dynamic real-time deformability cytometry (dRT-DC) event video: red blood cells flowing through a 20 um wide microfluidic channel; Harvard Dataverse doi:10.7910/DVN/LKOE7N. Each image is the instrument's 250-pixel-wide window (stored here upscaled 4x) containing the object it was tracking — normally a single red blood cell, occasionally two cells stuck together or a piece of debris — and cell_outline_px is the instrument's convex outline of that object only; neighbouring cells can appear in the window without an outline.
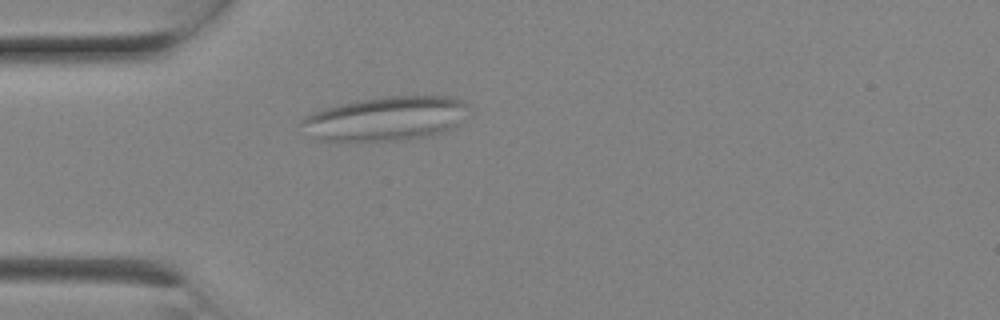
{"species": "Egyptian fruit bat (a non-hibernating species)", "species_latin": "Rousettus aegyptiacus", "temperature_condition": "room temperature", "stored_images_in_passage": 4, "camera_frame_rate_fps": 3000, "um_per_image_px": 0.085, "animal": {"sex": "female"}, "frame": {"image": 1, "passage_image": 1, "time_ms": 0.0, "image_size_px": [1000, 320], "cell_outline_px": [[472, 108], [460, 124], [444, 132], [428, 136], [400, 140], [336, 144], [316, 140], [300, 124], [300, 120], [304, 116], [312, 112], [324, 108], [340, 104], [360, 100], [384, 96], [452, 96], [460, 100]], "centroid_in_image_um": [32.77, 10.12], "position_along_channel_um": 52.2, "area_um2": 44.33}}